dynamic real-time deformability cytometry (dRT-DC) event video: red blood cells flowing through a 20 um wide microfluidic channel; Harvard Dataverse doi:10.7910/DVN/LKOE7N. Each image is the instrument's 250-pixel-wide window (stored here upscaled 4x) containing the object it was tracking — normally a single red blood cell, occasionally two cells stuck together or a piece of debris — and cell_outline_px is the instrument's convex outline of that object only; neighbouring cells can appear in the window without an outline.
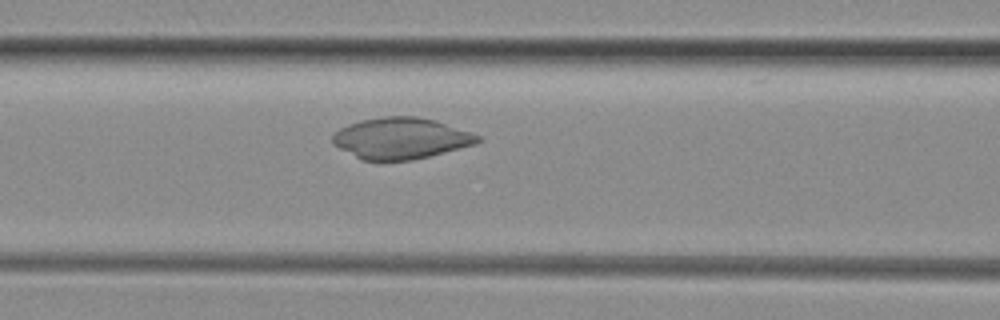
{"species": "common noctule bat (a hibernating species)", "species_latin": "Nyctalus noctula", "temperature_condition": "room temperature", "stored_images_in_passage": 36, "camera_frame_rate_fps": 3000, "um_per_image_px": 0.085, "animal": {"sex": "female", "body_mass_g": 29.2, "forearm_length_mm": 56.3}, "frame": {"image": 1, "passage_image": 7, "time_ms": 2.0, "image_size_px": [1000, 320], "cell_outline_px": [[480, 140], [476, 144], [412, 160], [360, 160], [332, 144], [332, 136], [340, 128], [348, 124], [360, 120], [384, 116], [416, 116], [436, 120], [480, 136]], "centroid_in_image_um": [34.03, 11.75], "position_along_channel_um": 132.6, "area_um2": 34.74}}
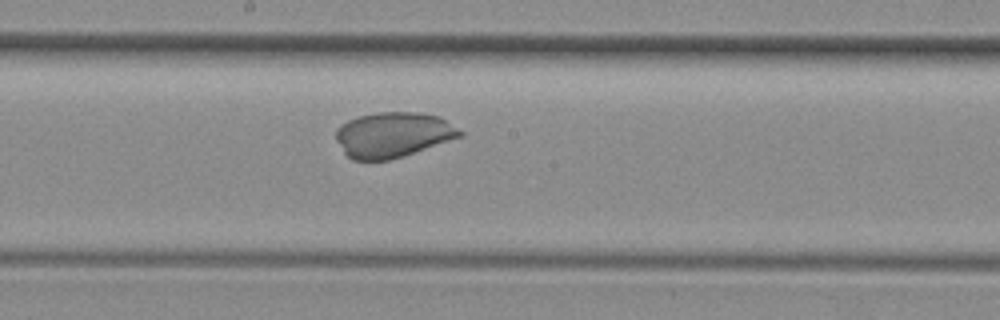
{"frame": {"image": 2, "passage_image": 13, "time_ms": 4.0, "image_size_px": [1000, 320], "cell_outline_px": [[464, 136], [388, 160], [352, 160], [344, 152], [336, 140], [336, 128], [340, 124], [348, 120], [360, 116], [380, 112], [420, 112], [440, 116], [464, 132]], "centroid_in_image_um": [33.41, 11.44], "position_along_channel_um": 214.8, "area_um2": 32.6}}
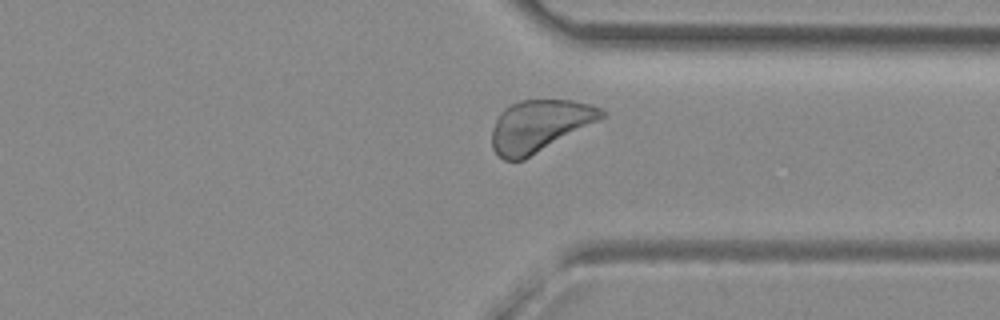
{"frame": {"image": 3, "passage_image": 24, "time_ms": 7.667, "image_size_px": [1000, 320], "cell_outline_px": [[608, 116], [524, 160], [504, 160], [492, 148], [492, 128], [500, 112], [504, 108], [520, 100], [572, 100], [588, 104], [600, 108], [608, 112]], "centroid_in_image_um": [45.88, 10.69], "position_along_channel_um": 365.5, "area_um2": 33.18}}